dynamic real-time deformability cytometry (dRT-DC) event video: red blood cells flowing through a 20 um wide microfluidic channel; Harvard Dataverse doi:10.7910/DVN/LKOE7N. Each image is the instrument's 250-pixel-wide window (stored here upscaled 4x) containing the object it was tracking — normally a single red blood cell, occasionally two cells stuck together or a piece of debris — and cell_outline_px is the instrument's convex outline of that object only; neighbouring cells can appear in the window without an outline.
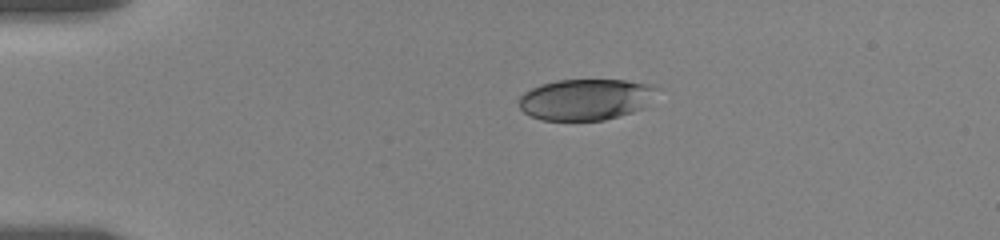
{"species": "human", "species_latin": "Homo sapiens", "temperature_condition": "room temperature", "stored_images_in_passage": 31, "camera_frame_rate_fps": 3000, "um_per_image_px": 0.085, "donor": {"sex": "female"}, "frame": {"image": 1, "passage_image": 1, "time_ms": 0.0, "image_size_px": [1000, 240], "cell_outline_px": [[660, 88], [644, 108], [620, 116], [604, 120], [540, 120], [524, 112], [520, 108], [520, 96], [524, 92], [540, 84], [556, 80], [624, 80], [648, 84]], "centroid_in_image_um": [49.8, 8.45], "position_along_channel_um": 35.2, "area_um2": 33.12}}
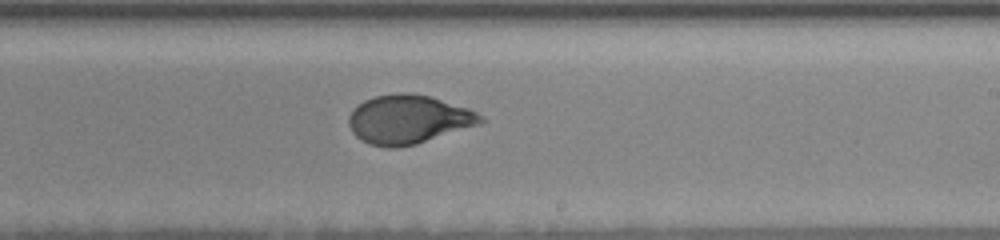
{"frame": {"image": 2, "passage_image": 16, "time_ms": 7.667, "image_size_px": [1000, 240], "cell_outline_px": [[484, 120], [480, 124], [416, 144], [396, 148], [388, 148], [368, 144], [356, 136], [352, 132], [348, 124], [348, 116], [364, 100], [376, 96], [400, 92], [408, 92], [428, 96], [468, 108], [484, 116]], "centroid_in_image_um": [34.71, 10.16], "position_along_channel_um": 254.3, "area_um2": 37.34}}
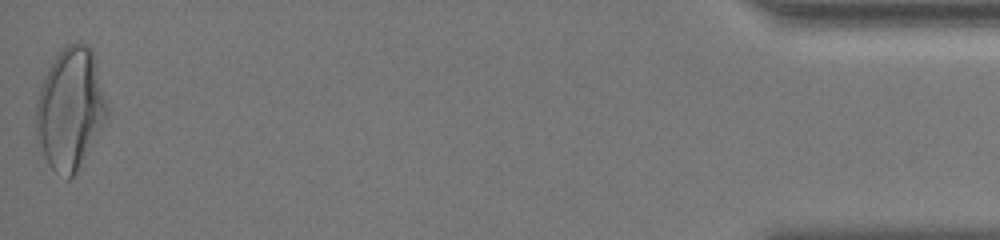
{"frame": {"image": 3, "passage_image": 31, "time_ms": 15.0, "image_size_px": [1000, 240], "cell_outline_px": [[108, 112], [104, 120], [76, 172], [68, 180], [56, 172], [48, 164], [36, 140], [36, 100], [44, 76], [56, 52], [64, 44], [80, 40], [88, 44], [92, 48], [96, 60], [108, 108]], "centroid_in_image_um": [5.94, 9.15], "position_along_channel_um": 429.3, "area_um2": 50.34}, "authors_computed_cell_mechanics": {"area_um2": 37.281, "velocity_mm_per_s": 3.5124, "shape_relaxation_time_tau1_ms": 4.8427, "shape_relaxation_time_tau2_ms": null, "deformation_change_tau1": 0.1771, "deformation_change_tau2": null}}